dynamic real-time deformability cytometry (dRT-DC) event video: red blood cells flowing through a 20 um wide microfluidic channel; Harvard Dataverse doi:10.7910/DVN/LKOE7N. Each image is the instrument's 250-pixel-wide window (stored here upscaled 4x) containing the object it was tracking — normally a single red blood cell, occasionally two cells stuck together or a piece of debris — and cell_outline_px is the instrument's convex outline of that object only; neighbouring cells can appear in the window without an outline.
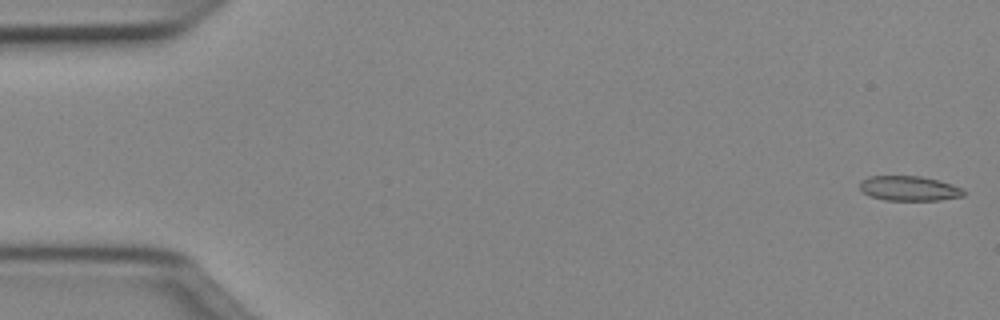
{"species": "Egyptian fruit bat (a non-hibernating species)", "species_latin": "Rousettus aegyptiacus", "temperature_condition": "cold", "stored_images_in_passage": 50, "camera_frame_rate_fps": 3000, "um_per_image_px": 0.085, "animal": {"sex": "female"}, "frame": {"image": 1, "passage_image": 1, "time_ms": 0.0, "image_size_px": [1000, 320], "cell_outline_px": [[964, 196], [940, 200], [884, 200], [868, 196], [860, 188], [860, 180], [868, 176], [920, 176], [940, 180], [964, 188]], "centroid_in_image_um": [77.28, 16.01], "position_along_channel_um": 7.7, "area_um2": 15.2}}
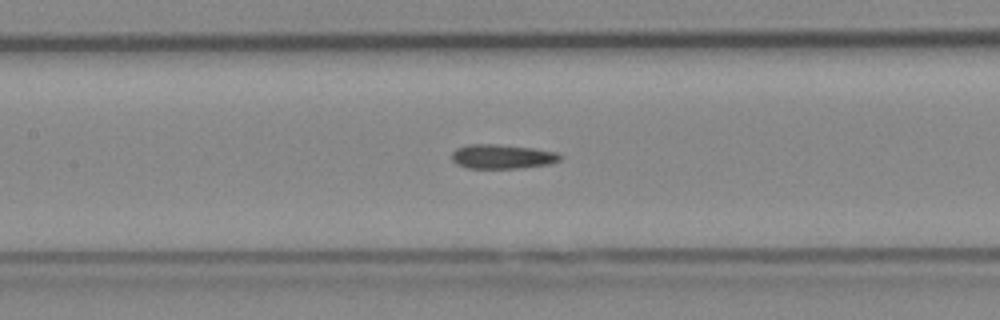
{"frame": {"image": 2, "passage_image": 23, "time_ms": 7.333, "image_size_px": [1000, 320], "cell_outline_px": [[564, 156], [560, 160], [548, 164], [520, 168], [468, 168], [456, 164], [452, 160], [452, 152], [456, 148], [468, 144], [496, 144], [532, 148], [556, 152]], "centroid_in_image_um": [42.67, 13.3], "position_along_channel_um": 164.7, "area_um2": 15.37}}
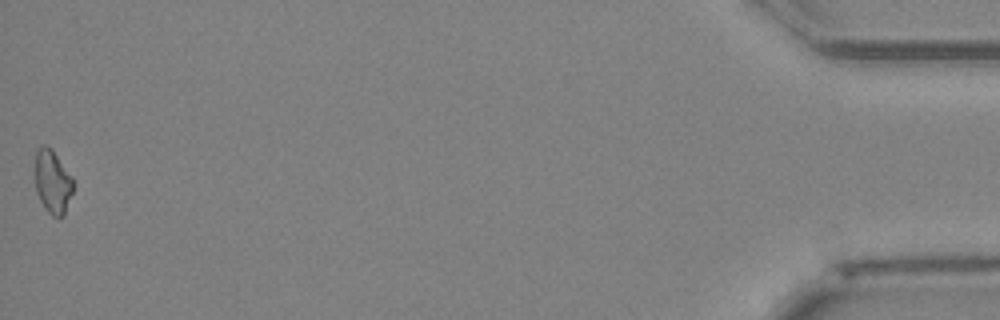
{"frame": {"image": 3, "passage_image": 50, "time_ms": 16.333, "image_size_px": [1000, 320], "cell_outline_px": [[72, 192], [64, 216], [60, 220], [52, 216], [44, 208], [36, 192], [36, 148], [40, 144], [44, 144], [52, 148], [72, 176]], "centroid_in_image_um": [4.47, 15.45], "position_along_channel_um": 430.7, "area_um2": 14.28}, "authors_computed_cell_mechanics": {"area_um2": 15.2592, "velocity_mm_per_s": 4.0433, "shape_relaxation_time_tau1_ms": null, "shape_relaxation_time_tau2_ms": 6.8109, "deformation_change_tau1": null, "deformation_change_tau2": 0.1432}}